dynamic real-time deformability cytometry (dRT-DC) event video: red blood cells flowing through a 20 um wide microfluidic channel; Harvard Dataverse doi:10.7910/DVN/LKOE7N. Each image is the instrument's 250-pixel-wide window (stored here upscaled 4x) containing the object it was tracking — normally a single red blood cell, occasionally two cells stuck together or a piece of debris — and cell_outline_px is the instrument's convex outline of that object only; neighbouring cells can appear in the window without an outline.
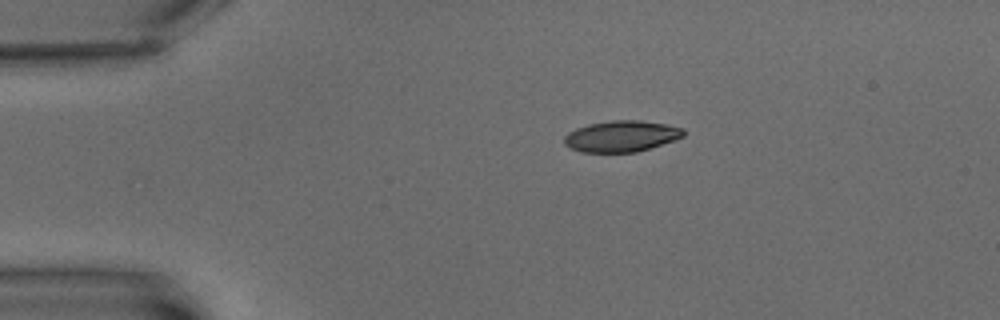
{"species": "common noctule bat (a hibernating species)", "species_latin": "Nyctalus noctula", "temperature_condition": "warm", "stored_images_in_passage": 3, "camera_frame_rate_fps": 3000, "um_per_image_px": 0.085, "animal": {"sex": "male", "body_mass_g": 15.6}, "frame": {"image": 1, "passage_image": 1, "time_ms": 0.0, "image_size_px": [1000, 320], "cell_outline_px": [[684, 136], [636, 152], [580, 152], [564, 144], [564, 136], [568, 132], [576, 128], [588, 124], [612, 120], [640, 120], [664, 124], [684, 128]], "centroid_in_image_um": [52.78, 11.57], "position_along_channel_um": 32.2, "area_um2": 21.44}}